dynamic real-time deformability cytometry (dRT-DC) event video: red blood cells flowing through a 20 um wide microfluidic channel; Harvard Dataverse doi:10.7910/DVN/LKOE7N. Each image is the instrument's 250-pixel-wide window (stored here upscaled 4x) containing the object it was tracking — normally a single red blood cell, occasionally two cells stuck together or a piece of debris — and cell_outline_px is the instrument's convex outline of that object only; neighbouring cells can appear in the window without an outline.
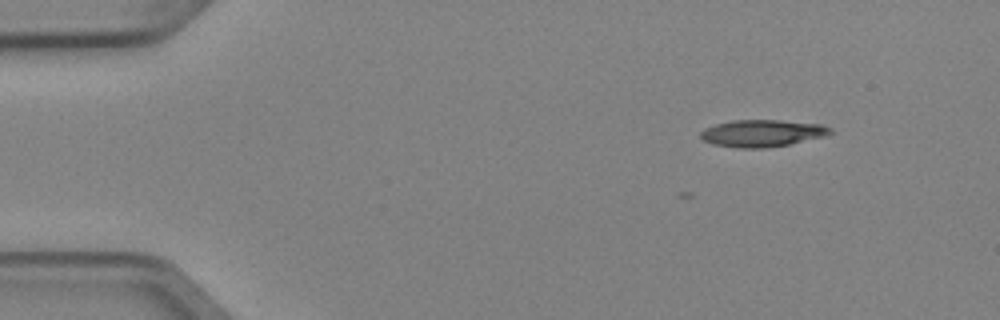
{"species": "Egyptian fruit bat (a non-hibernating species)", "species_latin": "Rousettus aegyptiacus", "temperature_condition": "cold", "stored_images_in_passage": 3, "camera_frame_rate_fps": 3000, "um_per_image_px": 0.085, "animal": {"sex": "female"}, "frame": {"image": 1, "passage_image": 1, "time_ms": 0.0, "image_size_px": [1000, 320], "cell_outline_px": [[832, 132], [824, 136], [788, 144], [764, 148], [740, 148], [712, 144], [704, 140], [700, 136], [700, 132], [704, 128], [716, 124], [732, 120], [780, 120], [820, 124], [832, 128]], "centroid_in_image_um": [64.76, 11.32], "position_along_channel_um": 20.2, "area_um2": 20.29}}